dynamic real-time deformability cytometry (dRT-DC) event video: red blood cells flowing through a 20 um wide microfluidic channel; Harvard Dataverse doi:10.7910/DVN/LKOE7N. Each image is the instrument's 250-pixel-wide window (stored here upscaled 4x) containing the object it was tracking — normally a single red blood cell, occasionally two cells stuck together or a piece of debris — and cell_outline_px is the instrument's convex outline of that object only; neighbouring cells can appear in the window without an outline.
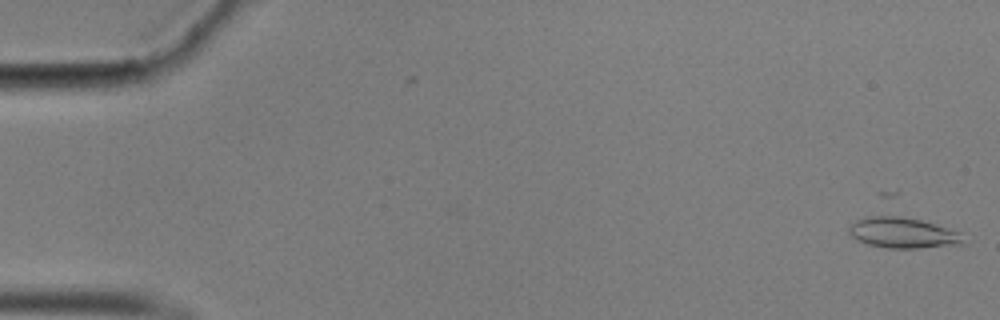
{"species": "common noctule bat (a hibernating species)", "species_latin": "Nyctalus noctula", "temperature_condition": "cold", "stored_images_in_passage": 5, "camera_frame_rate_fps": 3000, "um_per_image_px": 0.085, "animal": {"sex": "male", "body_mass_g": 17.9}, "frame": {"image": 1, "passage_image": 5, "time_ms": 1.333, "image_size_px": [1000, 320], "cell_outline_px": [[972, 240], [964, 244], [920, 248], [888, 248], [868, 244], [856, 240], [848, 232], [848, 228], [856, 220], [880, 212], [892, 212], [920, 220], [960, 232]], "centroid_in_image_um": [76.77, 19.75], "position_along_channel_um": 8.2, "area_um2": 21.44}}